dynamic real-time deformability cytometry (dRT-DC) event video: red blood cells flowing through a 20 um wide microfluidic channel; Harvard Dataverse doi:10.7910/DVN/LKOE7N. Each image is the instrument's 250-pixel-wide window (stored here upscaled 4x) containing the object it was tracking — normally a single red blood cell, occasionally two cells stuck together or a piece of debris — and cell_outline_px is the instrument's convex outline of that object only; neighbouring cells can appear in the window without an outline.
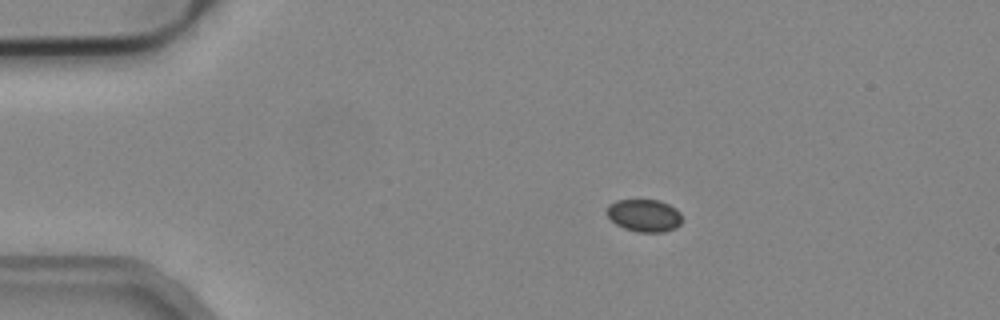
{"species": "common noctule bat (a hibernating species)", "species_latin": "Nyctalus noctula", "temperature_condition": "cold", "stored_images_in_passage": 45, "camera_frame_rate_fps": 3000, "um_per_image_px": 0.085, "animal": {"sex": "male", "body_mass_g": 19.2, "forearm_length_mm": 51.8}, "frame": {"image": 1, "passage_image": 1, "time_ms": 0.0, "image_size_px": [1000, 320], "cell_outline_px": [[680, 224], [676, 228], [664, 232], [636, 232], [624, 228], [616, 224], [608, 216], [608, 204], [616, 200], [660, 200], [676, 208], [680, 212]], "centroid_in_image_um": [54.77, 18.31], "position_along_channel_um": 30.2, "area_um2": 14.22}}
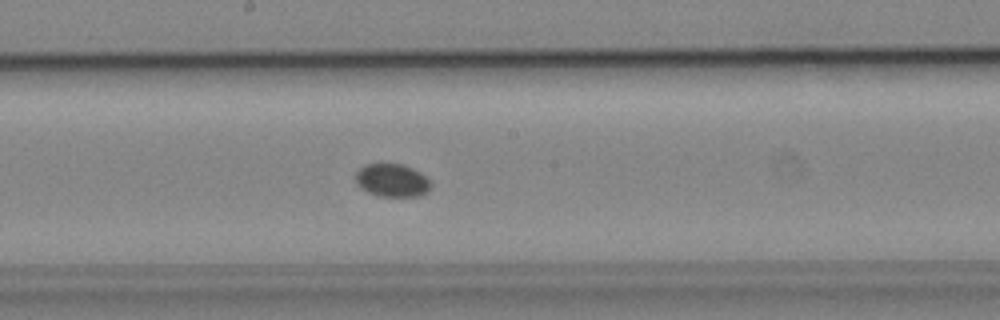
{"frame": {"image": 2, "passage_image": 20, "time_ms": 6.333, "image_size_px": [1000, 320], "cell_outline_px": [[432, 184], [420, 196], [380, 196], [368, 192], [360, 188], [356, 184], [356, 172], [364, 164], [404, 164], [420, 172]], "centroid_in_image_um": [33.29, 15.32], "position_along_channel_um": 214.9, "area_um2": 14.33}}
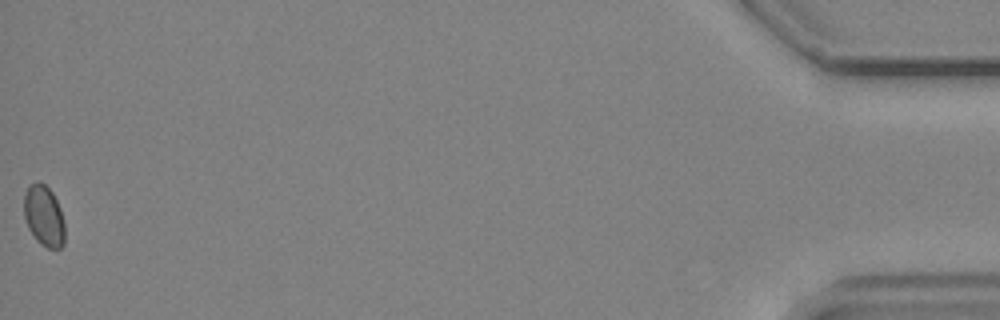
{"frame": {"image": 3, "passage_image": 45, "time_ms": 14.667, "image_size_px": [1000, 320], "cell_outline_px": [[64, 244], [60, 248], [48, 248], [40, 244], [36, 240], [28, 228], [24, 216], [24, 196], [28, 188], [36, 180], [40, 180], [52, 192], [60, 208], [64, 224]], "centroid_in_image_um": [3.73, 18.35], "position_along_channel_um": 431.5, "area_um2": 14.45}}